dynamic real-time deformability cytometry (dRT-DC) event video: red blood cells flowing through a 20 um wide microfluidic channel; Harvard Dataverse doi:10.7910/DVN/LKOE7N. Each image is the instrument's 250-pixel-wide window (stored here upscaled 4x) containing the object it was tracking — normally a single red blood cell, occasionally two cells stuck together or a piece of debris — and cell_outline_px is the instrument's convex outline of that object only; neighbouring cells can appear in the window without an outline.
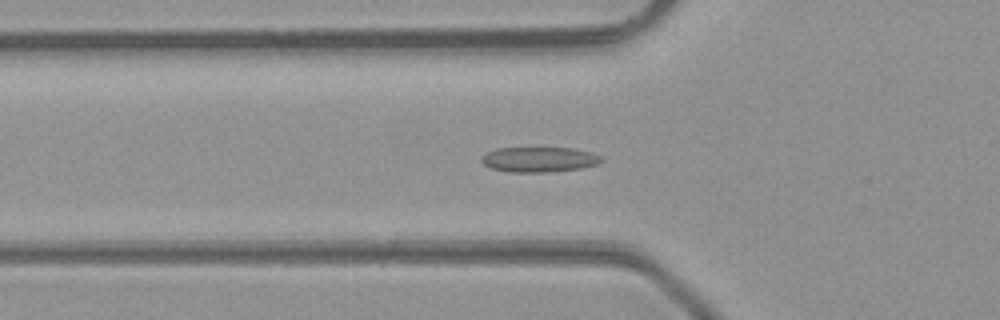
{"species": "common noctule bat (a hibernating species)", "species_latin": "Nyctalus noctula", "temperature_condition": "room temperature", "stored_images_in_passage": 48, "camera_frame_rate_fps": 3000, "um_per_image_px": 0.085, "animal": {"sex": "male", "body_mass_g": 23.1, "forearm_length_mm": 52.7}, "frame": {"image": 1, "passage_image": 16, "time_ms": 5.0, "image_size_px": [1000, 320], "cell_outline_px": [[604, 160], [596, 164], [580, 168], [548, 172], [508, 172], [492, 168], [484, 164], [480, 160], [480, 156], [496, 148], [572, 148], [592, 152], [600, 156]], "centroid_in_image_um": [45.8, 13.55], "position_along_channel_um": 80.0, "area_um2": 17.51}}
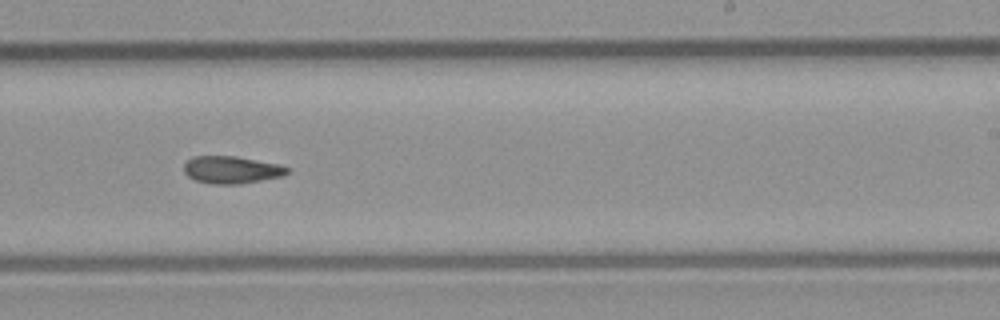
{"frame": {"image": 2, "passage_image": 29, "time_ms": 9.333, "image_size_px": [1000, 320], "cell_outline_px": [[288, 172], [284, 176], [240, 184], [212, 184], [196, 180], [188, 176], [184, 172], [184, 164], [192, 156], [236, 156], [280, 164], [288, 168]], "centroid_in_image_um": [19.69, 14.43], "position_along_channel_um": 269.3, "area_um2": 16.53}}
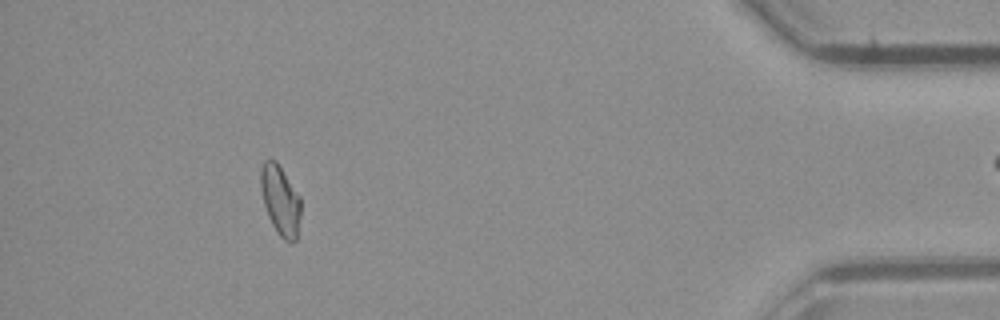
{"frame": {"image": 3, "passage_image": 43, "time_ms": 14.0, "image_size_px": [1000, 320], "cell_outline_px": [[300, 216], [296, 240], [292, 244], [288, 244], [276, 232], [268, 216], [264, 204], [260, 188], [260, 168], [264, 160], [276, 160], [300, 196]], "centroid_in_image_um": [23.82, 17.04], "position_along_channel_um": 411.4, "area_um2": 16.47}, "authors_computed_cell_mechanics": {"area_um2": 16.6753, "velocity_mm_per_s": 4.3424, "shape_relaxation_time_tau1_ms": null, "shape_relaxation_time_tau2_ms": 4.5015, "deformation_change_tau1": null, "deformation_change_tau2": 0.0965}}